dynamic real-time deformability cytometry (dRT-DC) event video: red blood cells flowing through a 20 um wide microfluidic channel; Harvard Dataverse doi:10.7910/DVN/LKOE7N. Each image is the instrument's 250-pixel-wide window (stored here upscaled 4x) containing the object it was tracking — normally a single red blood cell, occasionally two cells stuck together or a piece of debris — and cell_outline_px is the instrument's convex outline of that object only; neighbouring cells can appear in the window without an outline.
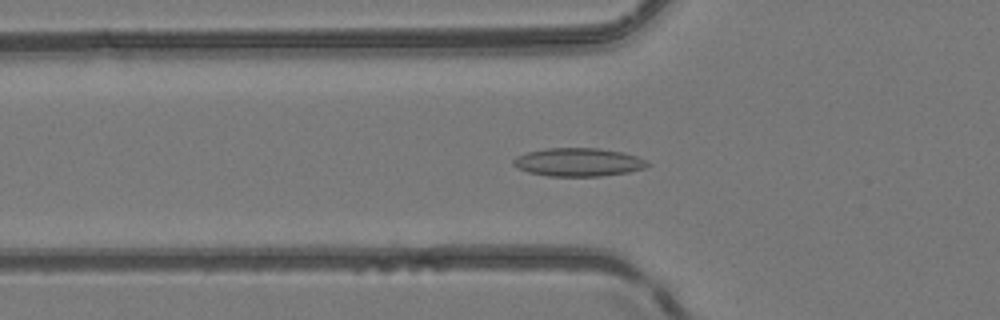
{"species": "common noctule bat (a hibernating species)", "species_latin": "Nyctalus noctula", "temperature_condition": "room temperature", "stored_images_in_passage": 41, "camera_frame_rate_fps": 3000, "um_per_image_px": 0.085, "animal": {"sex": "female", "body_mass_g": 24.6, "forearm_length_mm": 56.2}, "frame": {"image": 1, "passage_image": 8, "time_ms": 2.333, "image_size_px": [1000, 320], "cell_outline_px": [[652, 164], [644, 168], [628, 172], [600, 176], [548, 176], [528, 172], [516, 168], [512, 164], [512, 160], [516, 156], [528, 152], [548, 148], [600, 148], [624, 152], [636, 156]], "centroid_in_image_um": [49.14, 13.78], "position_along_channel_um": 76.7, "area_um2": 22.2}}
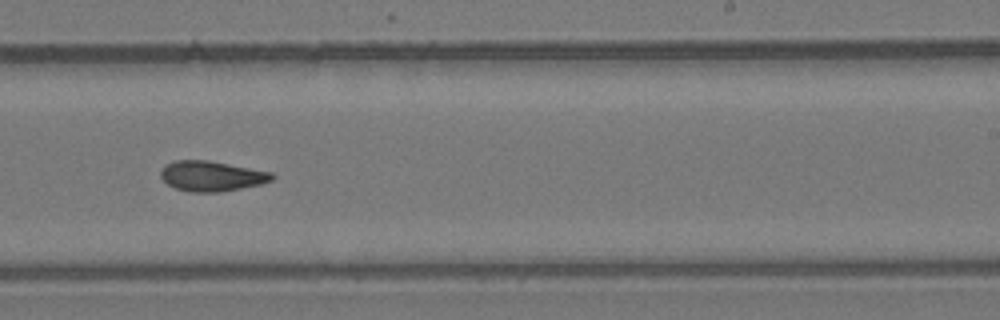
{"frame": {"image": 2, "passage_image": 22, "time_ms": 7.0, "image_size_px": [1000, 320], "cell_outline_px": [[276, 176], [272, 180], [260, 184], [220, 192], [192, 192], [176, 188], [168, 184], [160, 176], [160, 168], [164, 164], [176, 160], [208, 160], [272, 172]], "centroid_in_image_um": [17.96, 14.95], "position_along_channel_um": 271.0, "area_um2": 19.59}}
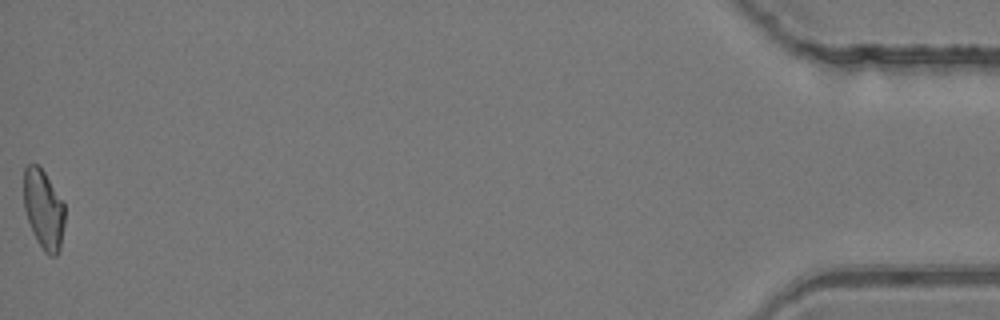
{"frame": {"image": 3, "passage_image": 41, "time_ms": 13.333, "image_size_px": [1000, 320], "cell_outline_px": [[64, 224], [60, 248], [56, 256], [48, 256], [44, 252], [36, 240], [32, 232], [24, 208], [24, 168], [28, 164], [36, 164], [44, 172], [64, 204]], "centroid_in_image_um": [3.69, 17.83], "position_along_channel_um": 431.5, "area_um2": 18.84}, "authors_computed_cell_mechanics": {"area_um2": 19.4786, "velocity_mm_per_s": 4.1436, "shape_relaxation_time_tau1_ms": null, "shape_relaxation_time_tau2_ms": 4.2239, "deformation_change_tau1": null, "deformation_change_tau2": 0.1112}}